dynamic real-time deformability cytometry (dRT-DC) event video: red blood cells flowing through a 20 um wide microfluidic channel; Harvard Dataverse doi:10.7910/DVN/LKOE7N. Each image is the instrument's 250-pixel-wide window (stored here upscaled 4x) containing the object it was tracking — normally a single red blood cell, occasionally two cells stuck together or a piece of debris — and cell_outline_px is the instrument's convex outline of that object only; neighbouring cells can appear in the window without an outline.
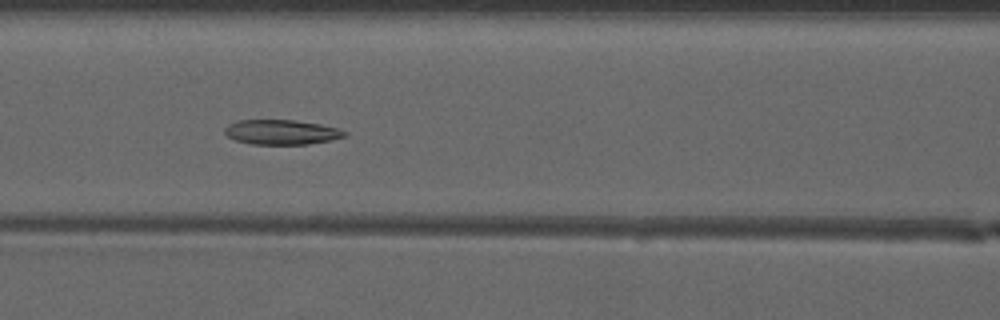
{"species": "common noctule bat (a hibernating species)", "species_latin": "Nyctalus noctula", "temperature_condition": "warm", "stored_images_in_passage": 48, "camera_frame_rate_fps": 3000, "um_per_image_px": 0.085, "animal": {"sex": "male", "forearm_length_mm": 52.5}, "frame": {"image": 1, "passage_image": 20, "time_ms": 6.333, "image_size_px": [1000, 320], "cell_outline_px": [[348, 132], [344, 136], [332, 140], [308, 144], [252, 144], [236, 140], [228, 136], [224, 132], [224, 128], [228, 124], [236, 120], [296, 120], [320, 124], [336, 128]], "centroid_in_image_um": [23.91, 11.22], "position_along_channel_um": 142.7, "area_um2": 17.28}}
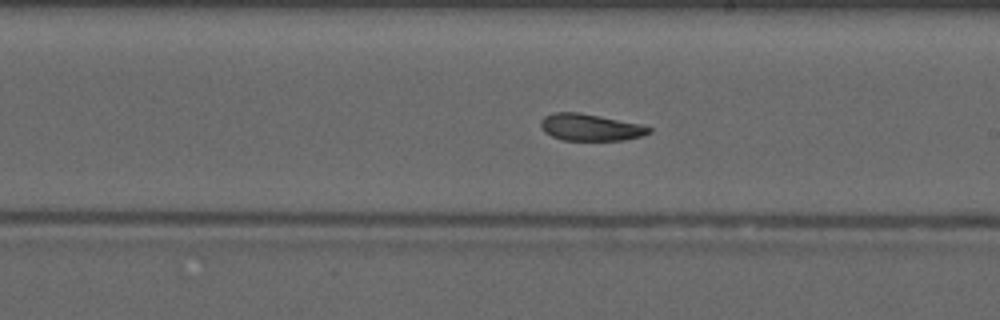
{"frame": {"image": 2, "passage_image": 27, "time_ms": 8.667, "image_size_px": [1000, 320], "cell_outline_px": [[652, 132], [644, 136], [624, 140], [564, 140], [552, 136], [544, 132], [540, 124], [540, 120], [544, 116], [552, 112], [580, 112], [640, 124], [652, 128]], "centroid_in_image_um": [50.18, 10.82], "position_along_channel_um": 238.8, "area_um2": 17.05}}
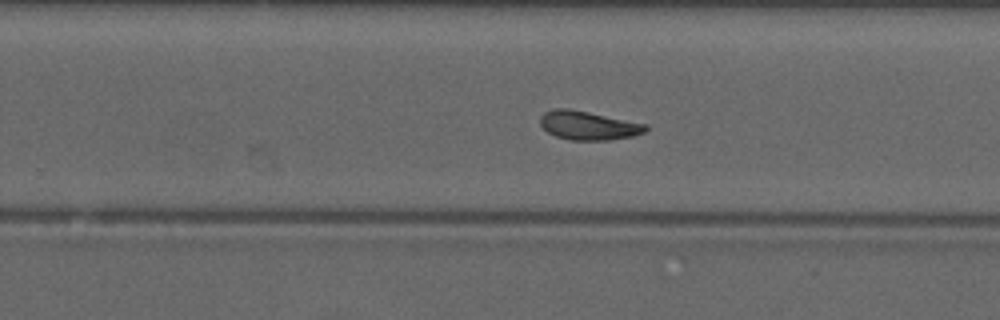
{"frame": {"image": 3, "passage_image": 30, "time_ms": 9.667, "image_size_px": [1000, 320], "cell_outline_px": [[648, 128], [644, 132], [632, 136], [608, 140], [572, 140], [556, 136], [548, 132], [540, 124], [540, 116], [544, 112], [552, 108], [568, 108], [648, 124]], "centroid_in_image_um": [49.99, 10.65], "position_along_channel_um": 279.8, "area_um2": 17.63}, "authors_computed_cell_mechanics": {"area_um2": 17.918, "velocity_mm_per_s": 4.1449, "shape_relaxation_time_tau1_ms": null, "shape_relaxation_time_tau2_ms": 6.8948, "deformation_change_tau1": null, "deformation_change_tau2": 0.1413}}